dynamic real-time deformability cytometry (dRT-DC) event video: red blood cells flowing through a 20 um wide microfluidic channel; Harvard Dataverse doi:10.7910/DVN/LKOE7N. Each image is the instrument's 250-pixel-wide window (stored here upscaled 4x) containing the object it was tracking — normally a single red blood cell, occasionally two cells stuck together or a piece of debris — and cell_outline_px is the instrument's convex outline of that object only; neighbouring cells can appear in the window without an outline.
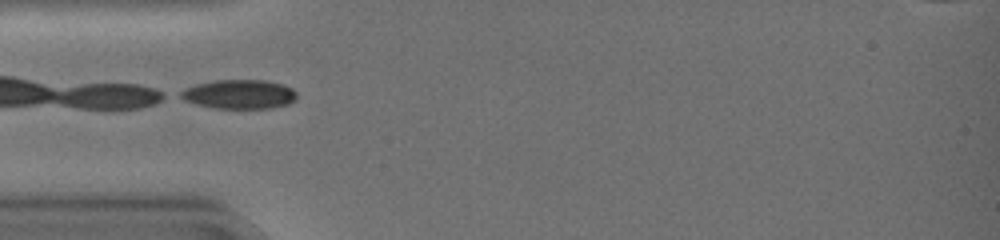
{"species": "common noctule bat (a hibernating species)", "species_latin": "Nyctalus noctula", "temperature_condition": "warm", "stored_images_in_passage": 29, "camera_frame_rate_fps": 3000, "um_per_image_px": 0.085, "animal": {"sex": "female", "body_mass_g": 19.0, "forearm_length_mm": 51.5}, "frame": {"image": 1, "passage_image": 1, "time_ms": 0.0, "image_size_px": [1000, 240], "cell_outline_px": [[296, 100], [288, 104], [272, 108], [212, 108], [196, 104], [184, 100], [176, 96], [180, 92], [196, 84], [216, 80], [264, 80], [280, 84], [292, 88], [296, 92]], "centroid_in_image_um": [20.32, 8.02], "position_along_channel_um": 64.7, "area_um2": 19.71}, "authors_computed_cell_mechanics": {"area_um2": 19.3052, "velocity_mm_per_s": 4.2952, "shape_relaxation_time_tau1_ms": 7.5669, "shape_relaxation_time_tau2_ms": 2.7789, "deformation_change_tau1": 0.2527, "deformation_change_tau2": 0.029}}